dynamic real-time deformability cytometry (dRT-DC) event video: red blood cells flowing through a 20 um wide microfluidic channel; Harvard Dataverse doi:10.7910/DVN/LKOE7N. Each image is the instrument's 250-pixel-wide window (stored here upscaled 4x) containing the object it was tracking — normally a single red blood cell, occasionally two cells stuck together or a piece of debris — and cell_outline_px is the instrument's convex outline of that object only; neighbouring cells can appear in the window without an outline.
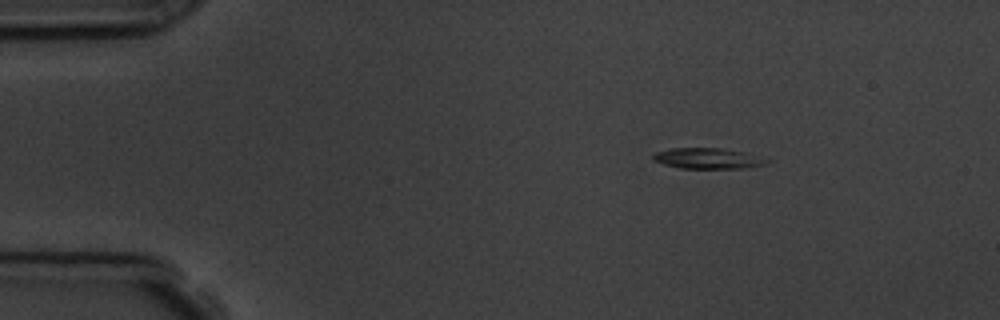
{"species": "common noctule bat (a hibernating species)", "species_latin": "Nyctalus noctula", "temperature_condition": "room temperature", "stored_images_in_passage": 5, "camera_frame_rate_fps": 3000, "um_per_image_px": 0.085, "animal": {"sex": "male", "body_mass_g": 19.5, "forearm_length_mm": 54.6}, "frame": {"image": 1, "passage_image": 1, "time_ms": 0.0, "image_size_px": [1000, 320], "cell_outline_px": [[772, 160], [764, 164], [748, 168], [680, 168], [664, 164], [652, 160], [652, 156], [656, 152], [672, 148], [720, 148], [744, 152]], "centroid_in_image_um": [60.17, 13.46], "position_along_channel_um": 24.8, "area_um2": 13.64}}
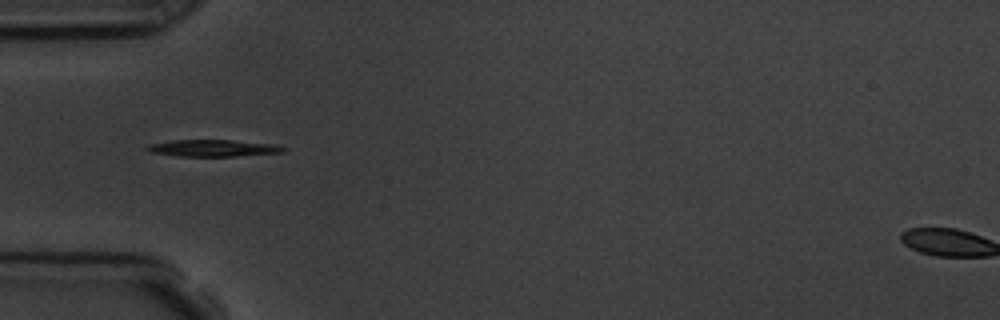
{"frame": {"image": 2, "passage_image": 3, "time_ms": 3.0, "image_size_px": [1000, 320], "cell_outline_px": [[288, 148], [284, 152], [236, 156], [176, 156], [148, 152], [144, 148], [148, 144], [172, 140], [228, 140], [276, 144]], "centroid_in_image_um": [18.08, 12.59], "position_along_channel_um": 66.9, "area_um2": 13.47}}